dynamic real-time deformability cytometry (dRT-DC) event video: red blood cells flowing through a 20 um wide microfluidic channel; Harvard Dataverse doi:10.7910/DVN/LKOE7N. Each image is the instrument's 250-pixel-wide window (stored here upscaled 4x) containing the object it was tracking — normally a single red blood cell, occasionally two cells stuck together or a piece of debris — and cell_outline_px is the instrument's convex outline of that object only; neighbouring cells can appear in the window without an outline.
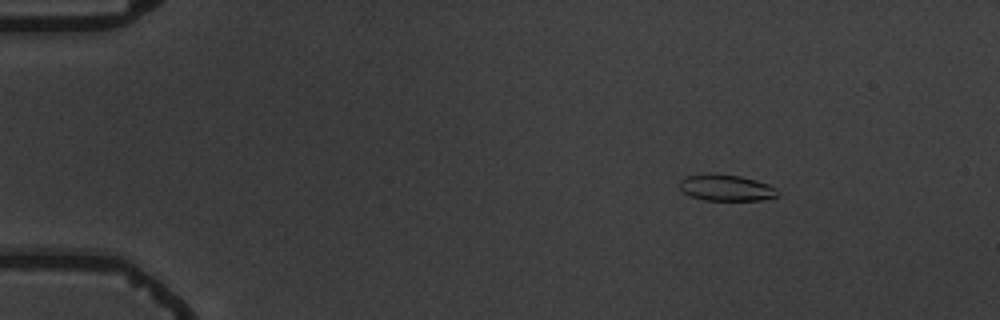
{"species": "common noctule bat (a hibernating species)", "species_latin": "Nyctalus noctula", "temperature_condition": "warm", "stored_images_in_passage": 4, "camera_frame_rate_fps": 3000, "um_per_image_px": 0.085, "animal": {"sex": "male", "body_mass_g": 19.5, "forearm_length_mm": 54.6}, "frame": {"image": 1, "passage_image": 1, "time_ms": 0.0, "image_size_px": [1000, 320], "cell_outline_px": [[776, 196], [760, 200], [704, 200], [692, 196], [684, 192], [680, 188], [680, 180], [684, 176], [740, 176], [756, 180], [768, 184], [776, 188]], "centroid_in_image_um": [61.74, 15.99], "position_along_channel_um": 23.3, "area_um2": 14.22}}